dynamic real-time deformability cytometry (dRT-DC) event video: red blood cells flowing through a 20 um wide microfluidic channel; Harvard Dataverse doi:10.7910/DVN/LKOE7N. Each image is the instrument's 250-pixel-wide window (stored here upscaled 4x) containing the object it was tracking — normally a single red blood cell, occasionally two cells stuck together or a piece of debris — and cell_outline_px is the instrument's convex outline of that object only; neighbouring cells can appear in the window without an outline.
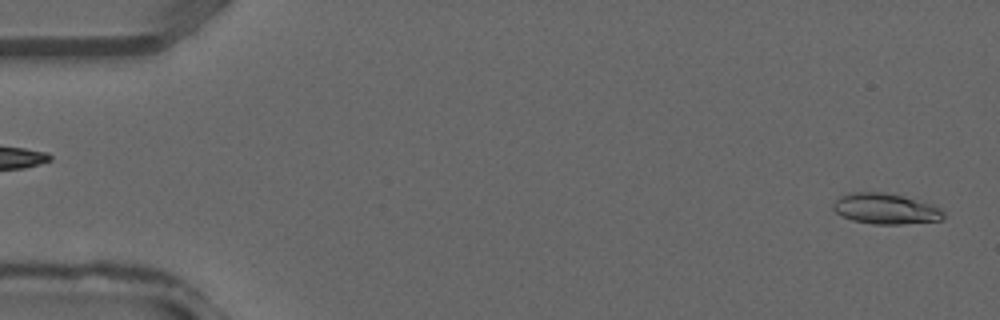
{"species": "common noctule bat (a hibernating species)", "species_latin": "Nyctalus noctula", "temperature_condition": "warm", "stored_images_in_passage": 37, "camera_frame_rate_fps": 3000, "um_per_image_px": 0.085, "animal": {"sex": "male", "forearm_length_mm": 52.5}, "frame": {"image": 1, "passage_image": 1, "time_ms": 0.0, "image_size_px": [1000, 320], "cell_outline_px": [[944, 220], [900, 224], [872, 224], [852, 220], [836, 212], [832, 208], [832, 204], [840, 196], [848, 192], [884, 192], [904, 196], [932, 204], [940, 208], [944, 212]], "centroid_in_image_um": [75.28, 17.74], "position_along_channel_um": 9.7, "area_um2": 19.83}}
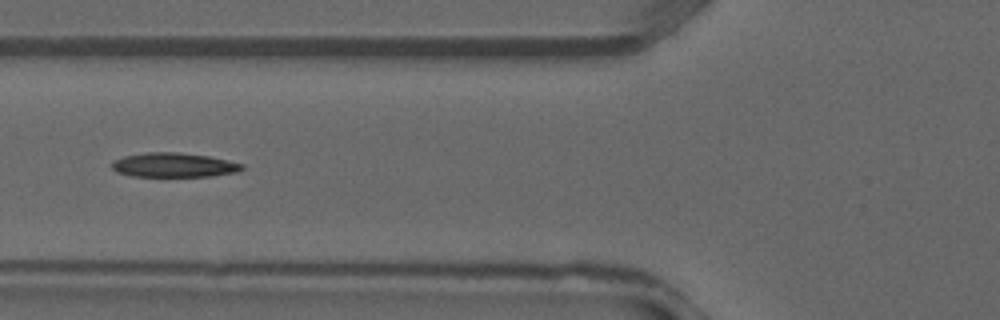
{"frame": {"image": 2, "passage_image": 14, "time_ms": 4.333, "image_size_px": [1000, 320], "cell_outline_px": [[244, 168], [240, 172], [212, 176], [132, 176], [116, 172], [112, 168], [112, 160], [124, 156], [148, 152], [176, 152], [208, 156], [228, 160], [244, 164]], "centroid_in_image_um": [14.8, 14.03], "position_along_channel_um": 111.0, "area_um2": 18.55}}
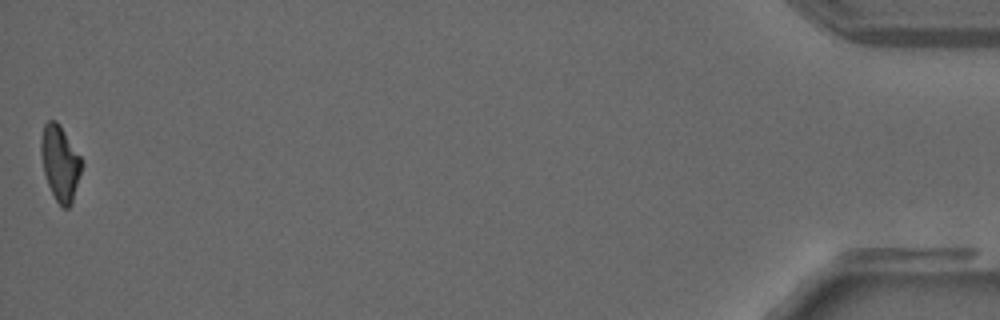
{"frame": {"image": 3, "passage_image": 37, "time_ms": 12.0, "image_size_px": [1000, 320], "cell_outline_px": [[84, 164], [72, 204], [68, 208], [64, 208], [56, 200], [48, 184], [44, 172], [40, 152], [40, 140], [44, 124], [48, 120], [56, 120], [60, 124], [84, 160]], "centroid_in_image_um": [5.14, 13.83], "position_along_channel_um": 430.1, "area_um2": 18.21}}